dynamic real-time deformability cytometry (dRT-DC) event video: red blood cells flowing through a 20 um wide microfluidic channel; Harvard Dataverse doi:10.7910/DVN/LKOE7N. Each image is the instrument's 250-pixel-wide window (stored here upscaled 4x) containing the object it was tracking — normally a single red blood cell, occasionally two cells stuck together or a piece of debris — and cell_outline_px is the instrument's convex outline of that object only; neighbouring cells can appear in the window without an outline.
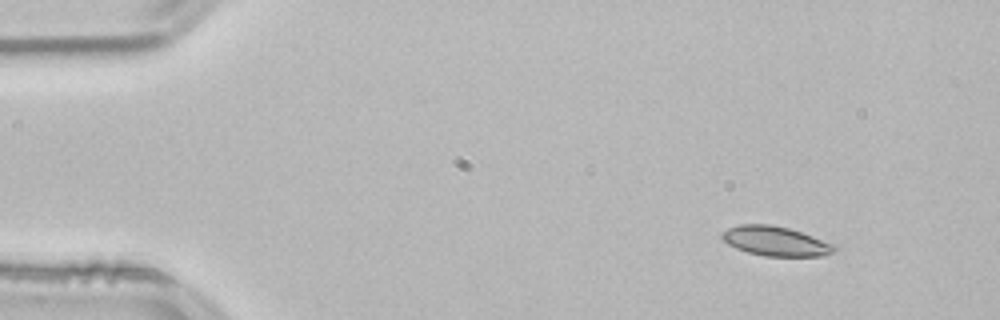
{"species": "common noctule bat (a hibernating species)", "species_latin": "Nyctalus noctula", "temperature_condition": "room temperature", "stored_images_in_passage": 48, "camera_frame_rate_fps": 3000, "um_per_image_px": 0.085, "animal": {"sex": "male", "body_mass_g": 21.5, "forearm_length_mm": 52.0}, "frame": {"image": 1, "passage_image": 1, "time_ms": 0.0, "image_size_px": [1000, 320], "cell_outline_px": [[840, 248], [836, 252], [824, 256], [764, 256], [748, 252], [736, 248], [728, 244], [720, 236], [720, 232], [728, 228], [740, 224], [768, 224], [788, 228], [836, 244]], "centroid_in_image_um": [65.96, 20.5], "position_along_channel_um": 19.0, "area_um2": 19.54}}
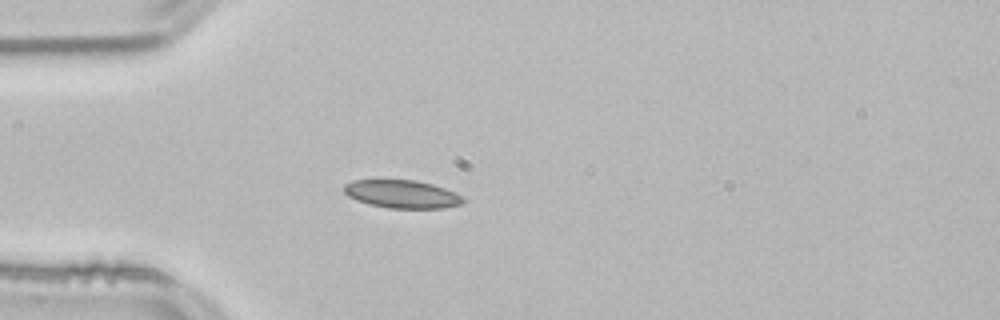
{"frame": {"image": 2, "passage_image": 10, "time_ms": 3.0, "image_size_px": [1000, 320], "cell_outline_px": [[464, 200], [460, 204], [444, 208], [388, 208], [368, 204], [356, 200], [348, 196], [344, 192], [344, 184], [352, 180], [416, 180], [432, 184], [444, 188], [464, 196]], "centroid_in_image_um": [34.15, 16.5], "position_along_channel_um": 50.8, "area_um2": 19.48}}
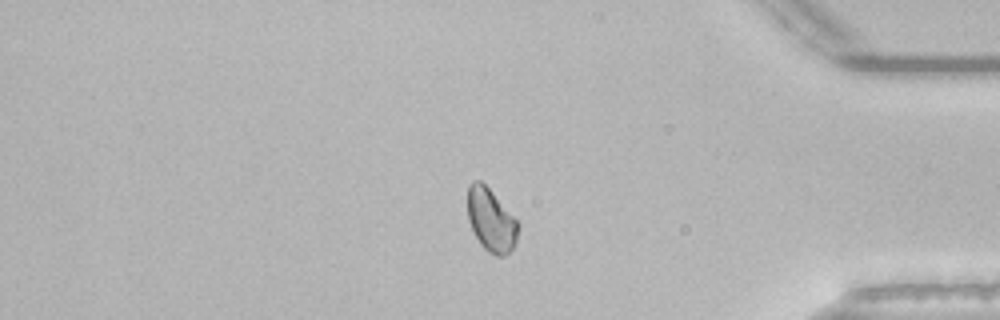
{"frame": {"image": 3, "passage_image": 40, "time_ms": 13.0, "image_size_px": [1000, 320], "cell_outline_px": [[520, 224], [516, 240], [512, 248], [504, 256], [496, 256], [488, 252], [480, 244], [468, 220], [468, 184], [472, 180], [480, 180], [492, 192]], "centroid_in_image_um": [41.73, 18.71], "position_along_channel_um": 393.5, "area_um2": 18.38}, "authors_computed_cell_mechanics": {"area_um2": 19.2185, "velocity_mm_per_s": 3.8092, "shape_relaxation_time_tau1_ms": 5.1828, "shape_relaxation_time_tau2_ms": null, "deformation_change_tau1": 0.0715, "deformation_change_tau2": null}}